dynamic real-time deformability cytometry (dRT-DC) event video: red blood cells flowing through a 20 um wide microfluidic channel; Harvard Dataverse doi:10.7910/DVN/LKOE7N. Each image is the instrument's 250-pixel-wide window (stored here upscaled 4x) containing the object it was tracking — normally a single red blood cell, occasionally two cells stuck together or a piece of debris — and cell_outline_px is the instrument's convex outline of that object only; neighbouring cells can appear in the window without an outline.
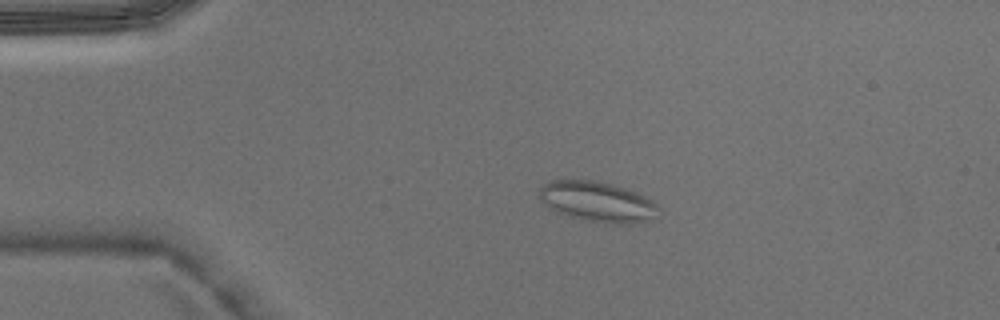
{"species": "Egyptian fruit bat (a non-hibernating species)", "species_latin": "Rousettus aegyptiacus", "temperature_condition": "warm", "stored_images_in_passage": 3, "camera_frame_rate_fps": 3000, "um_per_image_px": 0.085, "animal": {"sex": "male"}, "frame": {"image": 1, "passage_image": 2, "time_ms": 0.333, "image_size_px": [1000, 320], "cell_outline_px": [[660, 208], [644, 220], [632, 224], [612, 224], [588, 220], [568, 216], [556, 212], [544, 204], [540, 200], [540, 188], [544, 184], [552, 180], [592, 180], [624, 188], [636, 192], [652, 200]], "centroid_in_image_um": [50.72, 17.14], "position_along_channel_um": 34.3, "area_um2": 27.4}}